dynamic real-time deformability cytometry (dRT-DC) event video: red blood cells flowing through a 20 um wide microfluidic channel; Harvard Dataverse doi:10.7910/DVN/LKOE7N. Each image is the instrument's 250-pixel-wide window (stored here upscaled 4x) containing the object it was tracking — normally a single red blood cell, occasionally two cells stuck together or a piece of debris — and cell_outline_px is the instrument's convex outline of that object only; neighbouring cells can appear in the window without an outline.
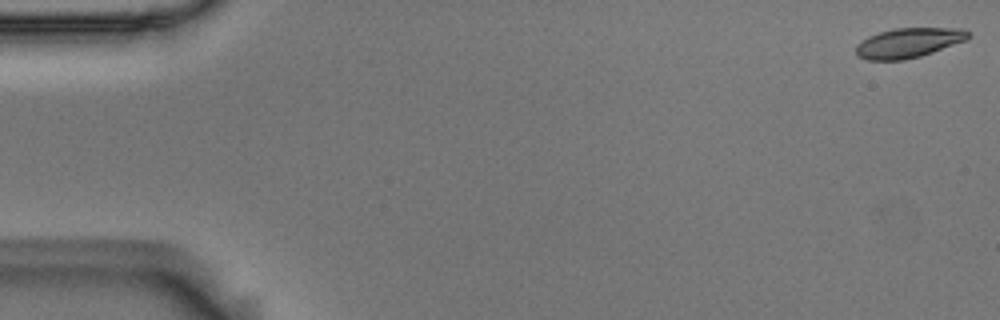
{"species": "Egyptian fruit bat (a non-hibernating species)", "species_latin": "Rousettus aegyptiacus", "temperature_condition": "room temperature", "stored_images_in_passage": 5, "camera_frame_rate_fps": 3000, "um_per_image_px": 0.085, "animal": {"sex": "male"}, "frame": {"image": 1, "passage_image": 1, "time_ms": 0.0, "image_size_px": [1000, 320], "cell_outline_px": [[972, 36], [964, 40], [932, 52], [920, 56], [904, 60], [868, 60], [856, 56], [856, 44], [868, 36], [892, 28], [964, 28], [972, 32]], "centroid_in_image_um": [77.22, 3.63], "position_along_channel_um": 7.8, "area_um2": 19.54}}
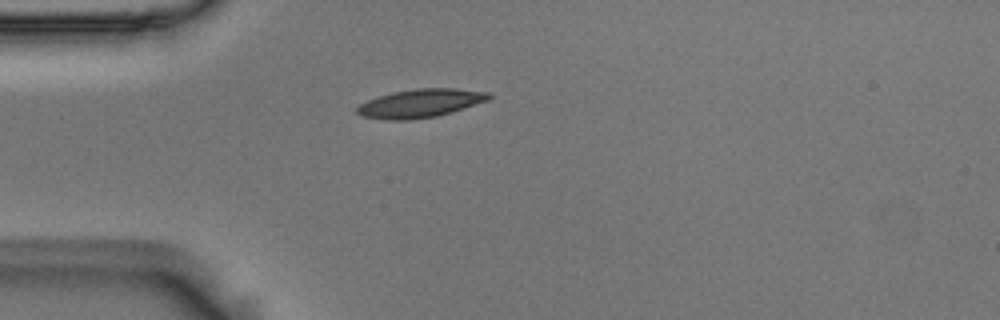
{"frame": {"image": 2, "passage_image": 5, "time_ms": 1.333, "image_size_px": [1000, 320], "cell_outline_px": [[492, 96], [488, 100], [452, 112], [436, 116], [408, 120], [388, 120], [360, 116], [356, 112], [356, 108], [360, 104], [368, 100], [392, 92], [416, 88], [452, 88], [488, 92]], "centroid_in_image_um": [35.71, 8.78], "position_along_channel_um": 49.3, "area_um2": 21.73}}